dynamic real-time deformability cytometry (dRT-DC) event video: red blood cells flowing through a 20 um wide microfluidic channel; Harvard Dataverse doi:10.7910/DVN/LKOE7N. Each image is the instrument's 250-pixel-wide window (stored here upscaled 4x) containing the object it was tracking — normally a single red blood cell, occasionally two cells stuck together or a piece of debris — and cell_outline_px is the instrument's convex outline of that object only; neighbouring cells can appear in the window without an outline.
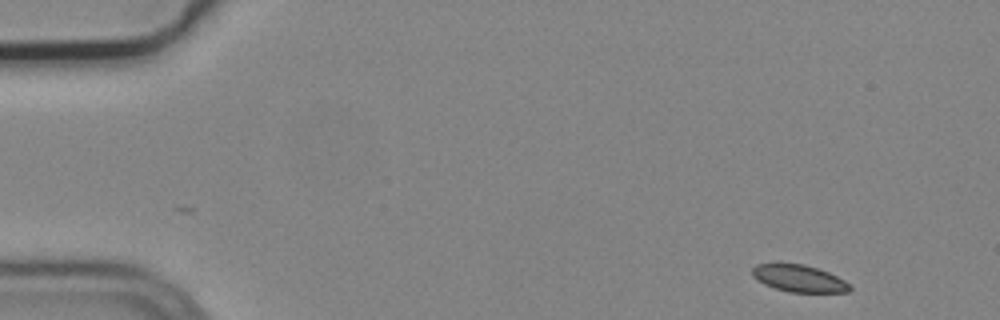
{"species": "common noctule bat (a hibernating species)", "species_latin": "Nyctalus noctula", "temperature_condition": "cold", "stored_images_in_passage": 4, "camera_frame_rate_fps": 3000, "um_per_image_px": 0.085, "animal": {"sex": "male", "body_mass_g": 19.2, "forearm_length_mm": 51.8}, "frame": {"image": 1, "passage_image": 1, "time_ms": 0.0, "image_size_px": [1000, 320], "cell_outline_px": [[852, 288], [848, 292], [788, 292], [764, 284], [752, 276], [752, 268], [756, 264], [804, 264], [828, 272], [844, 280]], "centroid_in_image_um": [67.91, 23.67], "position_along_channel_um": 17.1, "area_um2": 15.14}}
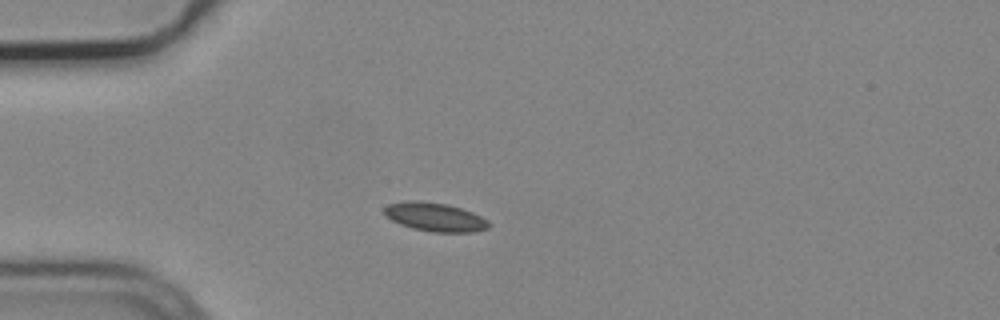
{"frame": {"image": 2, "passage_image": 4, "time_ms": 1.0, "image_size_px": [1000, 320], "cell_outline_px": [[488, 228], [476, 232], [432, 232], [412, 228], [400, 224], [392, 220], [384, 212], [384, 208], [388, 204], [404, 200], [420, 200], [448, 204], [472, 212], [488, 220]], "centroid_in_image_um": [36.96, 18.43], "position_along_channel_um": 48.0, "area_um2": 17.51}}